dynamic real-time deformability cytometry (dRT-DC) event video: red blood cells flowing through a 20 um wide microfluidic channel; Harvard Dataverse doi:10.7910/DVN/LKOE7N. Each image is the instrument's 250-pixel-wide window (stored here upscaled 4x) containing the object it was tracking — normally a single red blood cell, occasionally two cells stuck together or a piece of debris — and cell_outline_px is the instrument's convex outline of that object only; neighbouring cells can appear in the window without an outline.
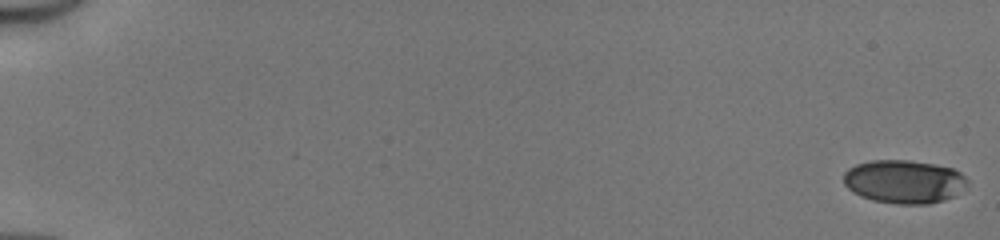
{"species": "human", "species_latin": "Homo sapiens", "temperature_condition": "cold", "stored_images_in_passage": 51, "camera_frame_rate_fps": 3000, "um_per_image_px": 0.085, "donor": {"sex": "male"}, "frame": {"image": 1, "passage_image": 1, "time_ms": 0.0, "image_size_px": [1000, 240], "cell_outline_px": [[968, 184], [952, 196], [944, 200], [928, 204], [896, 204], [872, 200], [860, 196], [852, 192], [844, 184], [844, 172], [848, 168], [856, 164], [872, 160], [908, 160], [936, 164], [952, 168], [960, 172], [968, 180]], "centroid_in_image_um": [76.82, 15.43], "position_along_channel_um": 8.2, "area_um2": 31.39}}
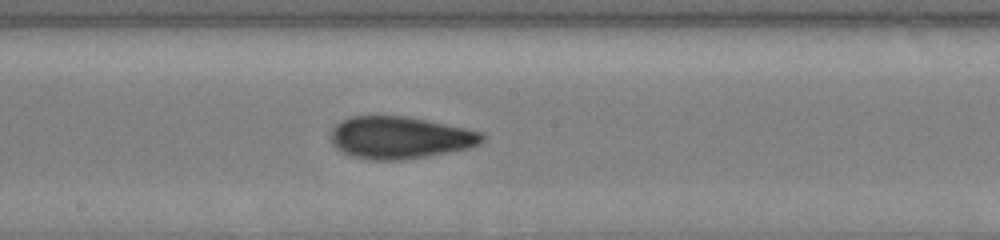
{"frame": {"image": 2, "passage_image": 30, "time_ms": 9.667, "image_size_px": [1000, 240], "cell_outline_px": [[484, 140], [480, 144], [468, 148], [448, 152], [400, 160], [368, 160], [352, 156], [340, 152], [332, 144], [328, 136], [332, 128], [340, 120], [352, 116], [408, 116], [484, 132]], "centroid_in_image_um": [33.94, 11.69], "position_along_channel_um": 214.3, "area_um2": 37.51}}
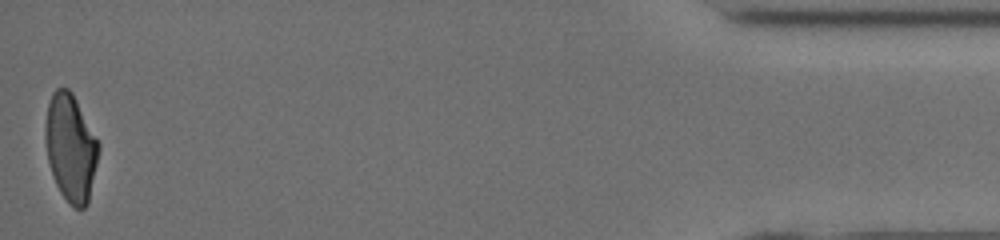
{"frame": {"image": 3, "passage_image": 51, "time_ms": 16.667, "image_size_px": [1000, 240], "cell_outline_px": [[100, 148], [88, 204], [84, 208], [76, 208], [60, 192], [56, 184], [48, 160], [44, 136], [44, 124], [48, 104], [52, 92], [56, 88], [68, 88], [72, 92], [100, 144]], "centroid_in_image_um": [6.0, 12.52], "position_along_channel_um": 429.2, "area_um2": 33.18}, "authors_computed_cell_mechanics": {"area_um2": 34.969, "velocity_mm_per_s": 4.1729, "shape_relaxation_time_tau1_ms": 5.139, "shape_relaxation_time_tau2_ms": 1.5839, "deformation_change_tau1": 0.1774, "deformation_change_tau2": 0.0763}}